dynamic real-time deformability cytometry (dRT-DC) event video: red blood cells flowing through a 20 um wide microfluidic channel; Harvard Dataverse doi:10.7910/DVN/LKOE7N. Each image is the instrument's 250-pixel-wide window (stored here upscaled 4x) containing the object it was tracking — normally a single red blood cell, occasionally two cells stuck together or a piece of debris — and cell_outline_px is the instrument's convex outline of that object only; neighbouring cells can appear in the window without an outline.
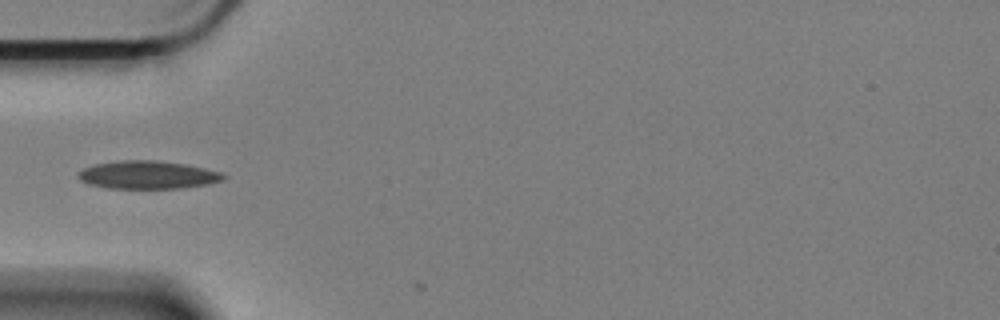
{"species": "Egyptian fruit bat (a non-hibernating species)", "species_latin": "Rousettus aegyptiacus", "temperature_condition": "cold", "stored_images_in_passage": 2, "camera_frame_rate_fps": 3000, "um_per_image_px": 0.085, "animal": {"sex": "female"}, "frame": {"image": 1, "passage_image": 1, "time_ms": 0.0, "image_size_px": [1000, 320], "cell_outline_px": [[228, 176], [224, 180], [208, 184], [184, 188], [108, 188], [88, 184], [80, 180], [76, 176], [76, 172], [92, 164], [120, 160], [156, 160], [184, 164], [204, 168], [220, 172]], "centroid_in_image_um": [12.52, 14.86], "position_along_channel_um": 72.5, "area_um2": 23.93}}